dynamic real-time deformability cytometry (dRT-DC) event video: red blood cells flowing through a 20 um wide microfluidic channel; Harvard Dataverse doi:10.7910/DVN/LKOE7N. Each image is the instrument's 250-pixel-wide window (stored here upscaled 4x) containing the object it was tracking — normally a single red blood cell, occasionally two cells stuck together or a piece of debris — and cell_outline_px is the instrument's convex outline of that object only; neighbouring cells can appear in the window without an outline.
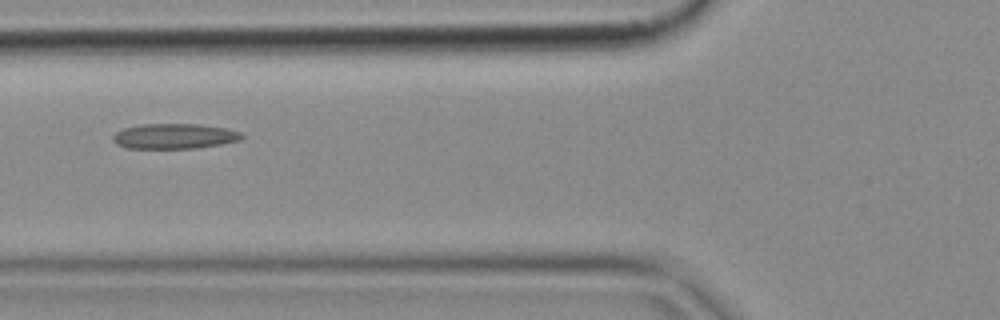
{"species": "common noctule bat (a hibernating species)", "species_latin": "Nyctalus noctula", "temperature_condition": "cold", "stored_images_in_passage": 6, "camera_frame_rate_fps": 3000, "um_per_image_px": 0.085, "animal": {"sex": "female", "body_mass_g": 18.4}, "frame": {"image": 1, "passage_image": 6, "time_ms": 1.667, "image_size_px": [1000, 320], "cell_outline_px": [[244, 136], [240, 140], [220, 144], [196, 148], [128, 148], [116, 144], [112, 140], [112, 136], [116, 132], [124, 128], [140, 124], [200, 124], [224, 128], [240, 132]], "centroid_in_image_um": [14.79, 11.57], "position_along_channel_um": 111.0, "area_um2": 18.84}}